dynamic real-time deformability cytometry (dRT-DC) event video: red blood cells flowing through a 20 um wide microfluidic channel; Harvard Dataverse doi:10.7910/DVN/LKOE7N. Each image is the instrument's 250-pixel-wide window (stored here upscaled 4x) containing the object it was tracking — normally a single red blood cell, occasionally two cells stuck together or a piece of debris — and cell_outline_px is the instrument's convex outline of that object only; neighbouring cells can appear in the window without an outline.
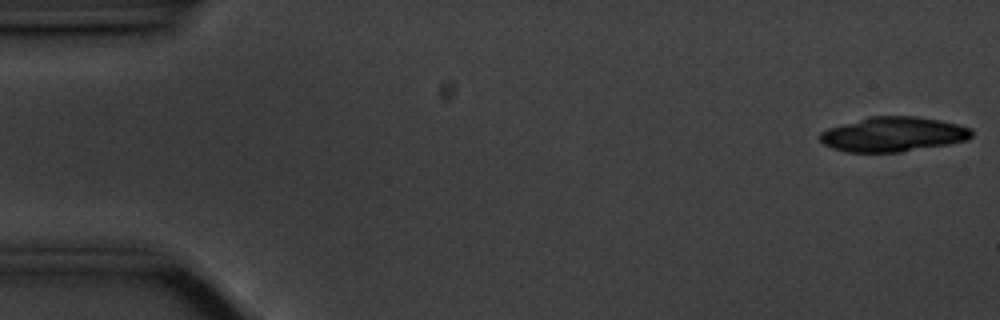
{"species": "common noctule bat (a hibernating species)", "species_latin": "Nyctalus noctula", "temperature_condition": "cold", "stored_images_in_passage": 10, "camera_frame_rate_fps": 3000, "um_per_image_px": 0.085, "animal": {"sex": "male", "body_mass_g": 20.1, "forearm_length_mm": 53.5}, "frame": {"image": 1, "passage_image": 1, "time_ms": 0.0, "image_size_px": [1000, 320], "cell_outline_px": [[972, 136], [968, 140], [948, 144], [900, 152], [848, 152], [832, 148], [824, 144], [820, 140], [820, 132], [828, 128], [868, 116], [916, 116], [940, 120], [972, 128]], "centroid_in_image_um": [75.92, 11.41], "position_along_channel_um": 9.1, "area_um2": 30.69}}